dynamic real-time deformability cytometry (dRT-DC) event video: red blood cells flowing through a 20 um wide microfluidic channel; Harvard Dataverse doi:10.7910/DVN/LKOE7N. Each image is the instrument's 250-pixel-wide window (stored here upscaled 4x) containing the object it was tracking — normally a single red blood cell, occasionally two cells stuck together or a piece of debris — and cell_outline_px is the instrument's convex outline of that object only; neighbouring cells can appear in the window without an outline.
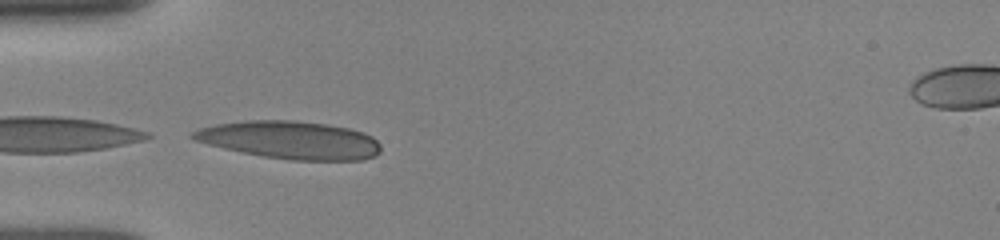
{"species": "human", "species_latin": "Homo sapiens", "temperature_condition": "room temperature", "stored_images_in_passage": 9, "camera_frame_rate_fps": 3000, "um_per_image_px": 0.085, "donor": {"sex": "female"}, "frame": {"image": 1, "passage_image": 1, "time_ms": 0.0, "image_size_px": [1000, 240], "cell_outline_px": [[380, 152], [376, 156], [364, 160], [292, 160], [264, 156], [224, 148], [192, 140], [188, 136], [192, 132], [200, 128], [216, 124], [244, 120], [296, 120], [328, 124], [348, 128], [364, 132], [372, 136], [380, 144]], "centroid_in_image_um": [24.68, 11.89], "position_along_channel_um": 60.3, "area_um2": 41.56}}
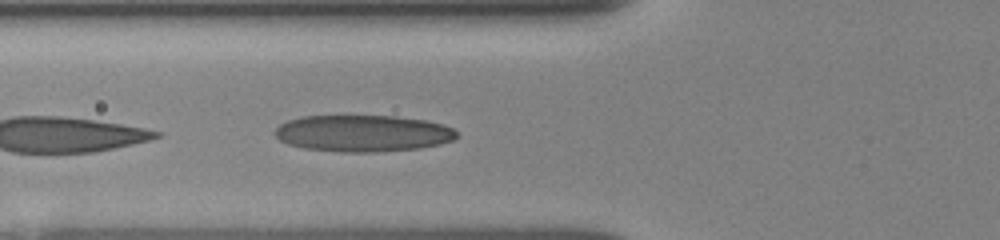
{"frame": {"image": 2, "passage_image": 4, "time_ms": 1.0, "image_size_px": [1000, 240], "cell_outline_px": [[456, 136], [452, 140], [440, 144], [420, 148], [376, 152], [344, 152], [304, 148], [288, 144], [280, 140], [272, 132], [280, 124], [288, 120], [304, 116], [396, 116], [424, 120], [444, 124], [452, 128], [456, 132]], "centroid_in_image_um": [30.83, 11.33], "position_along_channel_um": 95.0, "area_um2": 38.78}}